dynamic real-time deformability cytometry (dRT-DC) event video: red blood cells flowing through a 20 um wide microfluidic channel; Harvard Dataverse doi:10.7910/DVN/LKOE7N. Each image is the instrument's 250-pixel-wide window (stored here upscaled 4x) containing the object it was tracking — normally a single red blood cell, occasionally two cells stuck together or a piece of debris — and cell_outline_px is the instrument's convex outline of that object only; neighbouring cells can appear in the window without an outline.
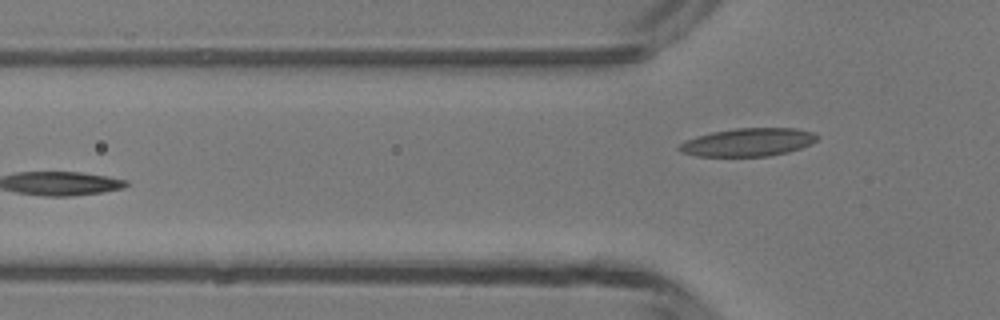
{"species": "common noctule bat (a hibernating species)", "species_latin": "Nyctalus noctula", "temperature_condition": "room temperature", "stored_images_in_passage": 5, "camera_frame_rate_fps": 3000, "um_per_image_px": 0.085, "animal": {"sex": "male", "body_mass_g": 13.3}, "frame": {"image": 1, "passage_image": 5, "time_ms": 4.667, "image_size_px": [1000, 320], "cell_outline_px": [[820, 136], [812, 144], [788, 152], [768, 156], [696, 156], [680, 152], [676, 148], [684, 140], [696, 136], [712, 132], [736, 128], [796, 128], [812, 132]], "centroid_in_image_um": [63.57, 12.09], "position_along_channel_um": 62.2, "area_um2": 22.72}}